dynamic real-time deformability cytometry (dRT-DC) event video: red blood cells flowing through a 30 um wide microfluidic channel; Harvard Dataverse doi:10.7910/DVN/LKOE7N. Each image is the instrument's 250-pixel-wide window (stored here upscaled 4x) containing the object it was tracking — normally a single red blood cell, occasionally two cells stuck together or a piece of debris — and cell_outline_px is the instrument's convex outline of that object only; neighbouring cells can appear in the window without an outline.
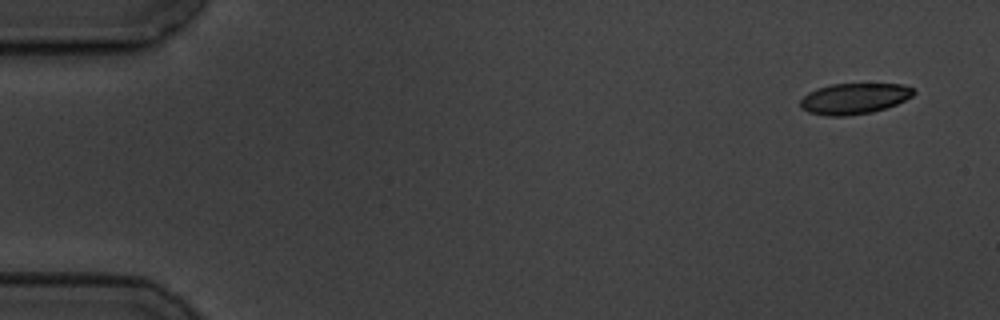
{"species": "common noctule bat (a hibernating species)", "species_latin": "Nyctalus noctula", "temperature_condition": "cold", "stored_images_in_passage": 5, "camera_frame_rate_fps": 3000, "um_per_image_px": 0.085, "animal": {"sex": "male", "body_mass_g": 19.5, "forearm_length_mm": 54.6}, "frame": {"image": 1, "passage_image": 1, "time_ms": 0.0, "image_size_px": [1000, 320], "cell_outline_px": [[916, 92], [912, 96], [888, 108], [872, 112], [844, 116], [828, 116], [808, 112], [800, 108], [800, 100], [808, 92], [816, 88], [832, 84], [904, 84], [912, 88]], "centroid_in_image_um": [72.59, 8.38], "position_along_channel_um": 12.4, "area_um2": 20.46}}
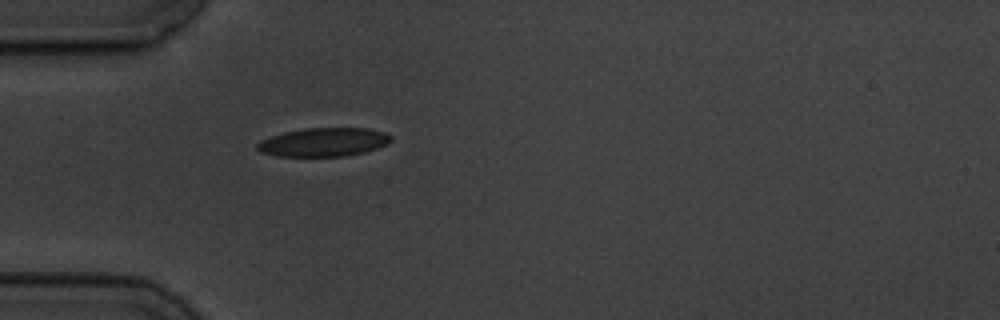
{"frame": {"image": 2, "passage_image": 5, "time_ms": 4.667, "image_size_px": [1000, 320], "cell_outline_px": [[392, 140], [388, 144], [364, 152], [344, 156], [276, 156], [260, 152], [256, 148], [256, 144], [260, 140], [284, 132], [304, 128], [368, 128], [384, 132], [392, 136]], "centroid_in_image_um": [27.5, 12.08], "position_along_channel_um": 57.5, "area_um2": 22.37}}